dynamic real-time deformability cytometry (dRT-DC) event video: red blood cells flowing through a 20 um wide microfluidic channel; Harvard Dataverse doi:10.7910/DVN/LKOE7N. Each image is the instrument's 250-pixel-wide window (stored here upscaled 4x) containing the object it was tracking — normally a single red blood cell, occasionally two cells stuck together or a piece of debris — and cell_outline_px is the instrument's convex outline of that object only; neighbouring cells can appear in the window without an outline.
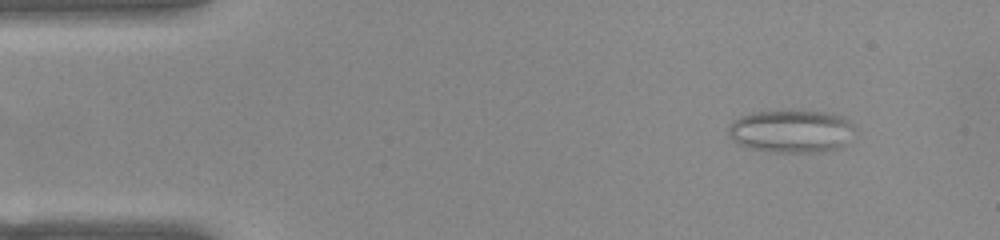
{"species": "common noctule bat (a hibernating species)", "species_latin": "Nyctalus noctula", "temperature_condition": "warm", "stored_images_in_passage": 47, "camera_frame_rate_fps": 3000, "um_per_image_px": 0.085, "animal": {"sex": "female", "body_mass_g": 22.0, "forearm_length_mm": 56.7}, "frame": {"image": 1, "passage_image": 1, "time_ms": 0.0, "image_size_px": [1000, 240], "cell_outline_px": [[856, 128], [844, 144], [836, 148], [824, 152], [776, 152], [748, 148], [732, 140], [728, 136], [728, 124], [732, 120], [740, 116], [752, 112], [824, 112], [844, 116]], "centroid_in_image_um": [67.22, 11.16], "position_along_channel_um": 17.8, "area_um2": 31.39}}
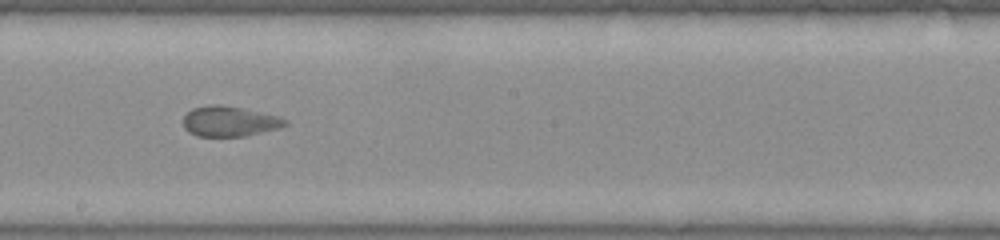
{"frame": {"image": 2, "passage_image": 24, "time_ms": 7.667, "image_size_px": [1000, 240], "cell_outline_px": [[288, 124], [280, 128], [248, 136], [196, 136], [188, 132], [184, 128], [184, 116], [192, 108], [208, 104], [216, 104], [240, 108], [276, 116], [288, 120]], "centroid_in_image_um": [19.49, 10.33], "position_along_channel_um": 228.7, "area_um2": 17.92}}
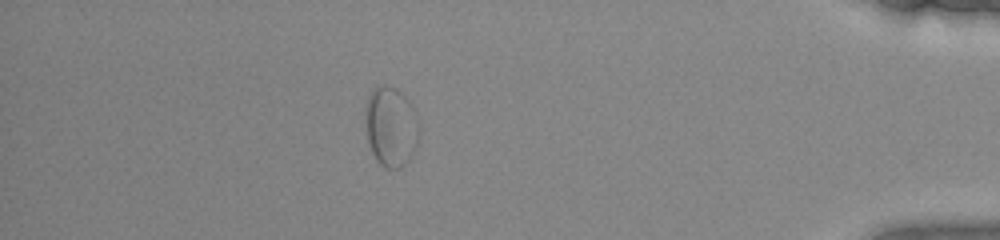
{"frame": {"image": 3, "passage_image": 41, "time_ms": 13.333, "image_size_px": [1000, 240], "cell_outline_px": [[420, 132], [412, 156], [400, 168], [384, 168], [376, 160], [372, 152], [368, 140], [364, 116], [364, 104], [368, 96], [376, 88], [384, 84], [396, 88], [404, 96], [416, 112], [420, 128]], "centroid_in_image_um": [33.22, 10.76], "position_along_channel_um": 402.0, "area_um2": 25.26}}